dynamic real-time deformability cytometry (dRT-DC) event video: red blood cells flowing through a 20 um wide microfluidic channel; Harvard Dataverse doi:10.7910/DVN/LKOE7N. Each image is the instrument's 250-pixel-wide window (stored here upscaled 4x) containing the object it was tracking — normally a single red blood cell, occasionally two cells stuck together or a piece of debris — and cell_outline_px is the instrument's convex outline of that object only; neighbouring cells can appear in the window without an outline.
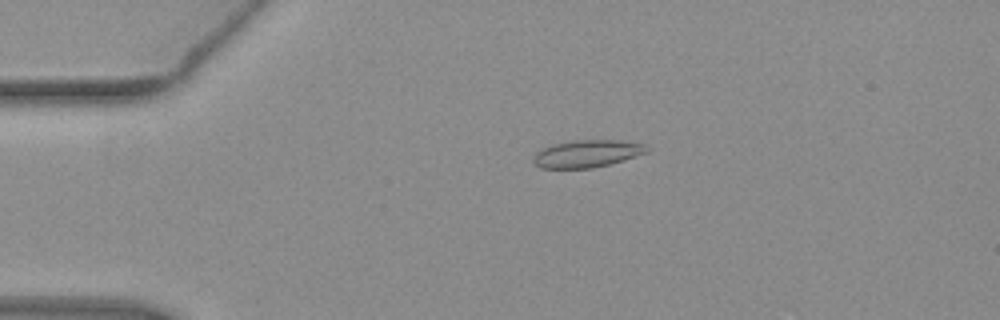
{"species": "common noctule bat (a hibernating species)", "species_latin": "Nyctalus noctula", "temperature_condition": "warm", "stored_images_in_passage": 42, "camera_frame_rate_fps": 3000, "um_per_image_px": 0.085, "animal": {"sex": "female", "body_mass_g": 19.3, "forearm_length_mm": 54.1}, "frame": {"image": 1, "passage_image": 1, "time_ms": 0.0, "image_size_px": [1000, 320], "cell_outline_px": [[648, 152], [608, 164], [592, 168], [540, 168], [532, 160], [536, 152], [552, 144], [572, 140], [620, 140], [644, 144], [648, 148]], "centroid_in_image_um": [49.87, 13.05], "position_along_channel_um": 35.1, "area_um2": 17.92}}
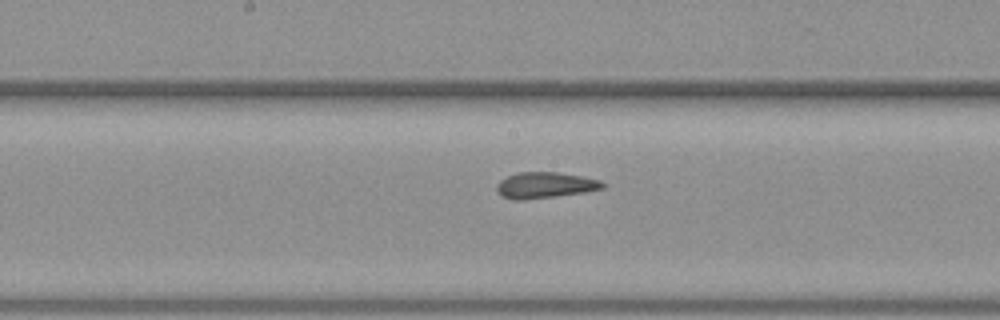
{"frame": {"image": 2, "passage_image": 17, "time_ms": 5.333, "image_size_px": [1000, 320], "cell_outline_px": [[608, 184], [604, 188], [584, 192], [556, 196], [524, 200], [512, 200], [500, 196], [496, 192], [496, 184], [500, 180], [508, 176], [520, 172], [556, 172], [580, 176], [600, 180]], "centroid_in_image_um": [46.3, 15.75], "position_along_channel_um": 201.9, "area_um2": 16.18}}
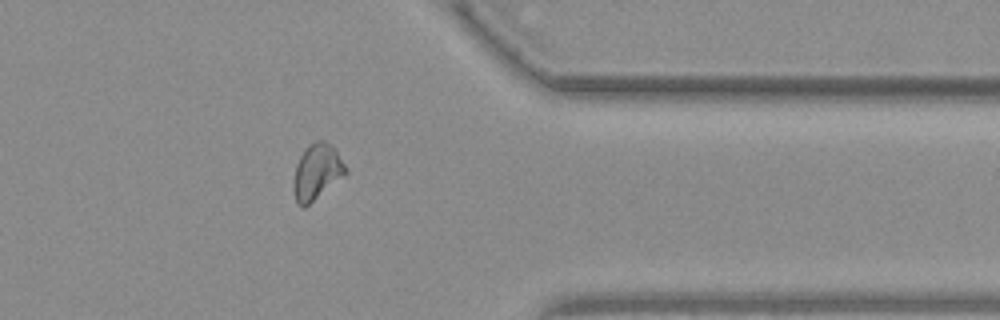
{"frame": {"image": 3, "passage_image": 32, "time_ms": 10.333, "image_size_px": [1000, 320], "cell_outline_px": [[348, 172], [304, 208], [296, 200], [292, 184], [296, 164], [304, 148], [308, 144], [316, 140], [324, 140], [332, 144], [348, 168]], "centroid_in_image_um": [26.94, 14.55], "position_along_channel_um": 384.5, "area_um2": 16.94}, "authors_computed_cell_mechanics": {"area_um2": 16.4152, "velocity_mm_per_s": 3.9245, "shape_relaxation_time_tau1_ms": null, "shape_relaxation_time_tau2_ms": 1.9006, "deformation_change_tau1": null, "deformation_change_tau2": 0.0829}}